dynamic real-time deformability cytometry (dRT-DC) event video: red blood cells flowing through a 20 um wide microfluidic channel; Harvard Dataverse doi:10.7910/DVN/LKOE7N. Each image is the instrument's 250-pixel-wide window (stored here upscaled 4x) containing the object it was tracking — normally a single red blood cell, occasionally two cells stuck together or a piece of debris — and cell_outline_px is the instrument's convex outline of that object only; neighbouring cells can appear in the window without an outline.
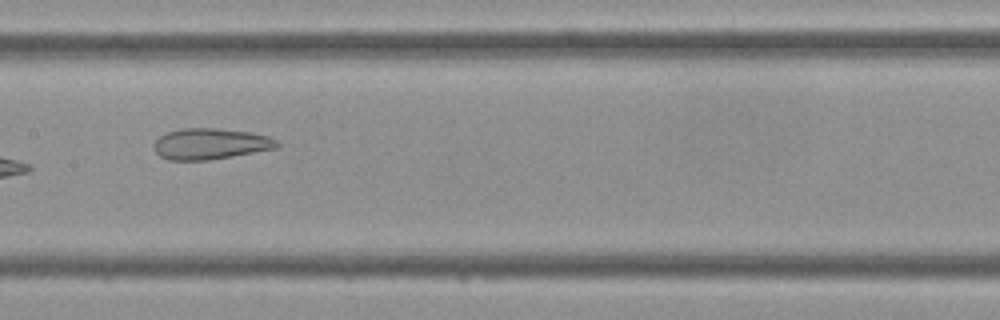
{"species": "Egyptian fruit bat (a non-hibernating species)", "species_latin": "Rousettus aegyptiacus", "temperature_condition": "cold", "stored_images_in_passage": 5, "camera_frame_rate_fps": 3000, "um_per_image_px": 0.085, "frame": {"image": 1, "passage_image": 5, "time_ms": 1.333, "image_size_px": [1000, 320], "cell_outline_px": [[280, 144], [276, 148], [232, 156], [208, 160], [168, 160], [160, 156], [156, 152], [152, 144], [160, 136], [168, 132], [180, 128], [216, 128], [248, 132], [268, 136], [276, 140]], "centroid_in_image_um": [17.85, 12.22], "position_along_channel_um": 189.6, "area_um2": 22.14}}